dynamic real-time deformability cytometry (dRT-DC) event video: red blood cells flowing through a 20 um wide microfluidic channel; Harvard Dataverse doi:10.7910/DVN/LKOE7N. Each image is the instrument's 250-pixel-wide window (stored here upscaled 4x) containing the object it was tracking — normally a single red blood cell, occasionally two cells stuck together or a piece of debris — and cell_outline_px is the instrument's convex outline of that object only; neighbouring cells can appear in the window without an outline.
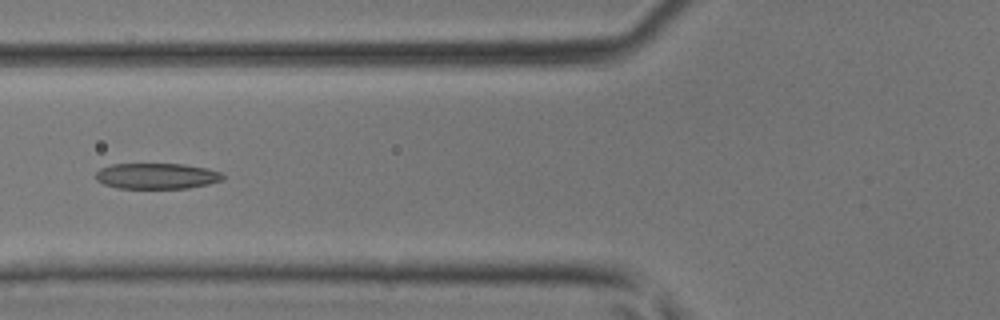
{"species": "common noctule bat (a hibernating species)", "species_latin": "Nyctalus noctula", "temperature_condition": "room temperature", "stored_images_in_passage": 45, "camera_frame_rate_fps": 3000, "um_per_image_px": 0.085, "animal": {"sex": "male", "body_mass_g": 17.9, "forearm_length_mm": 54.2}, "frame": {"image": 1, "passage_image": 18, "time_ms": 5.667, "image_size_px": [1000, 320], "cell_outline_px": [[224, 180], [208, 184], [188, 188], [116, 188], [104, 184], [96, 180], [96, 172], [100, 168], [112, 164], [184, 164], [208, 168], [220, 172], [224, 176]], "centroid_in_image_um": [13.33, 14.96], "position_along_channel_um": 112.5, "area_um2": 19.19}}
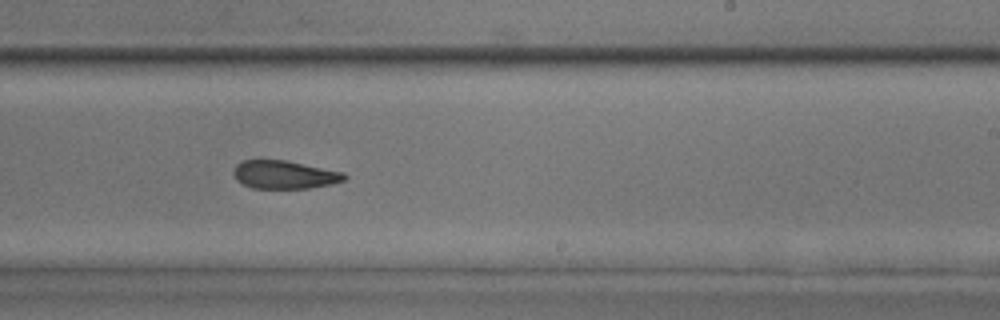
{"frame": {"image": 2, "passage_image": 28, "time_ms": 9.0, "image_size_px": [1000, 320], "cell_outline_px": [[348, 176], [344, 180], [332, 184], [308, 188], [252, 188], [236, 180], [232, 172], [236, 164], [240, 160], [288, 160], [344, 172]], "centroid_in_image_um": [24.17, 14.83], "position_along_channel_um": 264.8, "area_um2": 18.38}}
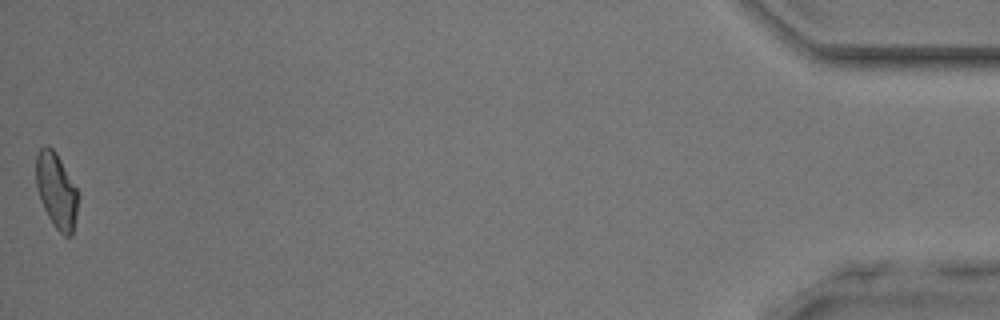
{"frame": {"image": 3, "passage_image": 45, "time_ms": 14.667, "image_size_px": [1000, 320], "cell_outline_px": [[80, 196], [72, 236], [64, 236], [56, 228], [48, 216], [40, 200], [36, 184], [36, 156], [40, 148], [44, 144], [48, 144], [56, 152], [80, 192]], "centroid_in_image_um": [4.82, 16.18], "position_along_channel_um": 430.4, "area_um2": 18.79}}